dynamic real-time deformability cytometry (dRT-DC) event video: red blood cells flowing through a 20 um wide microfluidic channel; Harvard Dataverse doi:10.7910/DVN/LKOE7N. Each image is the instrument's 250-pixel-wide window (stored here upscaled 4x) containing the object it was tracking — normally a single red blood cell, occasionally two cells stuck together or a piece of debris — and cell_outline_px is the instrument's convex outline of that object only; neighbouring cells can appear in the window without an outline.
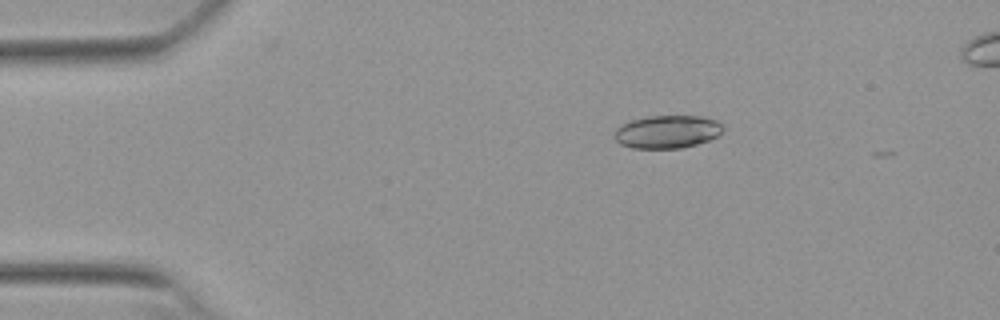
{"species": "Egyptian fruit bat (a non-hibernating species)", "species_latin": "Rousettus aegyptiacus", "temperature_condition": "warm", "stored_images_in_passage": 7, "camera_frame_rate_fps": 3000, "um_per_image_px": 0.085, "animal": {"sex": "female"}, "frame": {"image": 1, "passage_image": 1, "time_ms": 0.0, "image_size_px": [1000, 320], "cell_outline_px": [[724, 128], [716, 136], [708, 140], [696, 144], [680, 148], [632, 148], [620, 144], [612, 136], [616, 128], [632, 120], [648, 116], [700, 116], [716, 120]], "centroid_in_image_um": [56.68, 11.2], "position_along_channel_um": 28.3, "area_um2": 20.69}}